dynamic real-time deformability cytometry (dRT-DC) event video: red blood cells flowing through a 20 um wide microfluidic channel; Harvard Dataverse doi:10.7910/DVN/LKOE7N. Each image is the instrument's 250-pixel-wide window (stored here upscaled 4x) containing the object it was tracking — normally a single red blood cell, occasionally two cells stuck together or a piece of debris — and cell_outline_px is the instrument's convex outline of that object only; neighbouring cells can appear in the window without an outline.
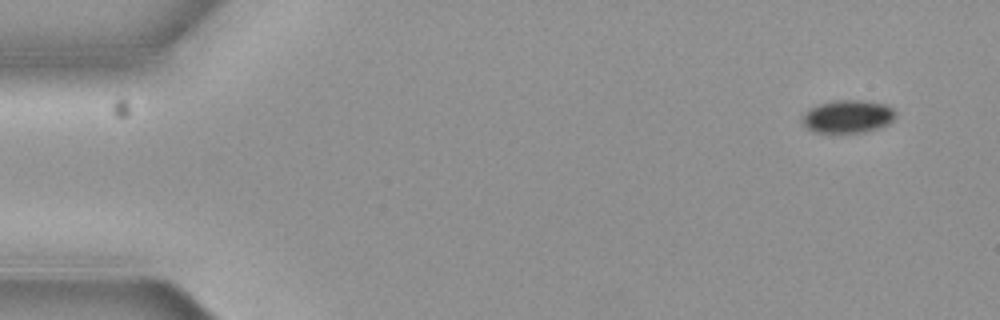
{"species": "common noctule bat (a hibernating species)", "species_latin": "Nyctalus noctula", "temperature_condition": "cold", "stored_images_in_passage": 3, "camera_frame_rate_fps": 3000, "um_per_image_px": 0.085, "animal": {"sex": "female", "body_mass_g": 19.3, "forearm_length_mm": 54.1}, "frame": {"image": 1, "passage_image": 1, "time_ms": 0.0, "image_size_px": [1000, 320], "cell_outline_px": [[896, 116], [888, 124], [864, 132], [812, 132], [804, 124], [804, 112], [820, 104], [836, 100], [860, 100], [888, 104], [896, 112]], "centroid_in_image_um": [72.11, 9.89], "position_along_channel_um": 12.9, "area_um2": 17.63}}